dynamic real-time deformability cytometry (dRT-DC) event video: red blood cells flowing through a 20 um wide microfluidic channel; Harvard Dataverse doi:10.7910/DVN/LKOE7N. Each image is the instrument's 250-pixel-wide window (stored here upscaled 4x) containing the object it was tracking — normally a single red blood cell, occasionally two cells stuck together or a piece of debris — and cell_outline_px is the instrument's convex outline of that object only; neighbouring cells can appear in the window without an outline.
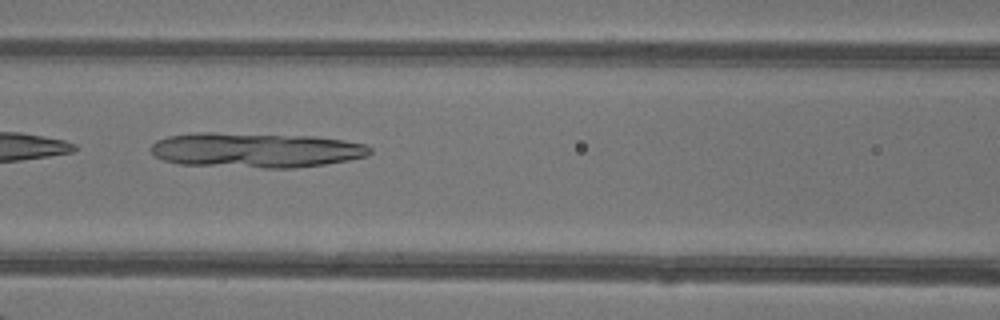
{"species": "common noctule bat (a hibernating species)", "species_latin": "Nyctalus noctula", "temperature_condition": "warm", "stored_images_in_passage": 30, "camera_frame_rate_fps": 3000, "um_per_image_px": 0.085, "animal": {"sex": "female"}, "frame": {"image": 1, "passage_image": 6, "time_ms": 1.667, "image_size_px": [1000, 320], "cell_outline_px": [[372, 152], [368, 156], [348, 160], [324, 164], [296, 168], [264, 168], [180, 164], [164, 160], [156, 156], [152, 152], [152, 144], [156, 140], [168, 136], [196, 132], [216, 132], [312, 136], [344, 140], [364, 144], [372, 148]], "centroid_in_image_um": [21.75, 12.75], "position_along_channel_um": 144.8, "area_um2": 44.8}}
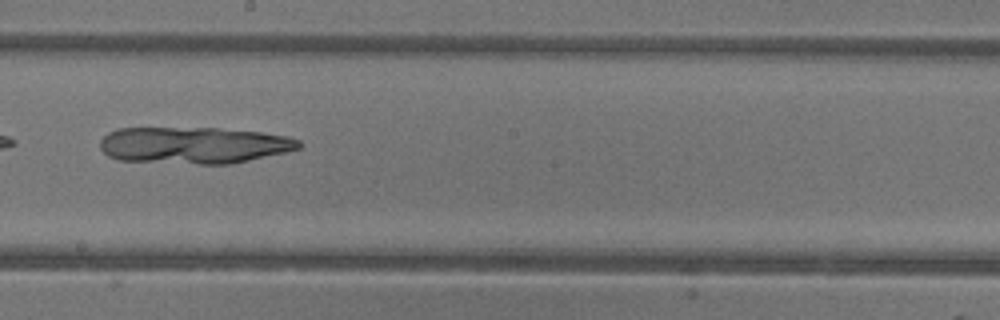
{"frame": {"image": 2, "passage_image": 12, "time_ms": 3.667, "image_size_px": [1000, 320], "cell_outline_px": [[300, 148], [288, 152], [232, 164], [200, 164], [116, 160], [108, 156], [100, 148], [100, 140], [108, 132], [116, 128], [216, 128], [260, 132], [288, 136], [300, 140]], "centroid_in_image_um": [16.47, 12.35], "position_along_channel_um": 231.7, "area_um2": 42.83}}
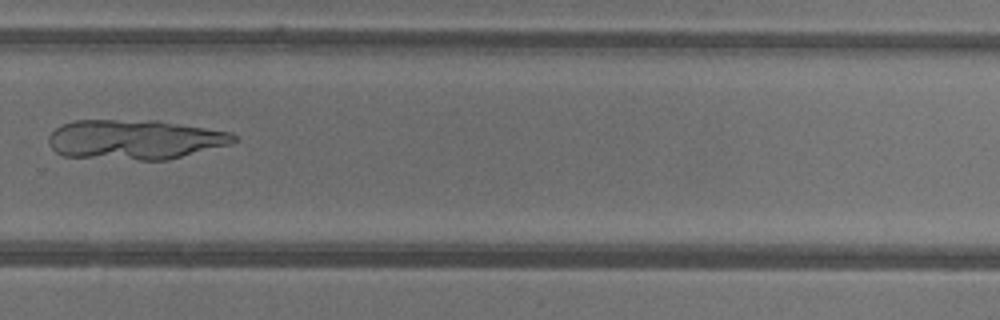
{"frame": {"image": 3, "passage_image": 18, "time_ms": 5.667, "image_size_px": [1000, 320], "cell_outline_px": [[236, 140], [232, 144], [168, 160], [140, 160], [64, 156], [56, 152], [48, 144], [48, 136], [56, 128], [64, 124], [76, 120], [156, 120], [232, 132], [236, 136]], "centroid_in_image_um": [11.48, 11.86], "position_along_channel_um": 318.3, "area_um2": 43.06}}